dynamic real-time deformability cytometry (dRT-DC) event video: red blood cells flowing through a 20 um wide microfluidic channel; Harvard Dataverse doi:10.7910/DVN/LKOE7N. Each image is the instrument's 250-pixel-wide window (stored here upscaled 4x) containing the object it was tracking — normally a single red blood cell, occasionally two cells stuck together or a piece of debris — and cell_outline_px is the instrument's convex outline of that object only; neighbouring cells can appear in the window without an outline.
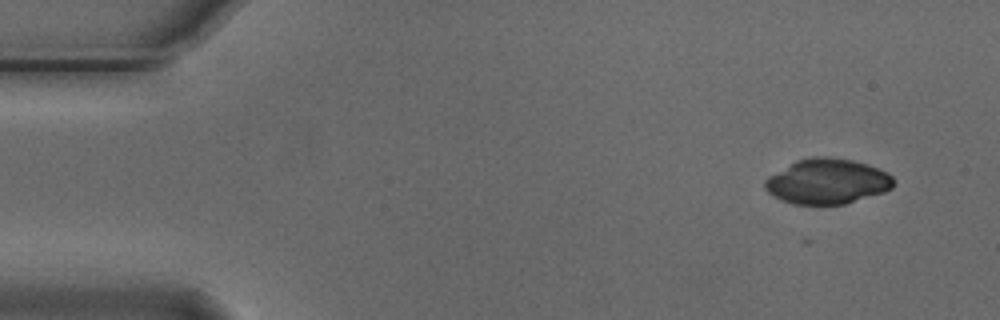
{"species": "Egyptian fruit bat (a non-hibernating species)", "species_latin": "Rousettus aegyptiacus", "temperature_condition": "cold", "stored_images_in_passage": 4, "camera_frame_rate_fps": 3000, "um_per_image_px": 0.085, "animal": {"sex": "male"}, "frame": {"image": 1, "passage_image": 1, "time_ms": 0.0, "image_size_px": [1000, 320], "cell_outline_px": [[892, 188], [884, 192], [844, 204], [796, 204], [780, 200], [772, 196], [764, 188], [764, 180], [768, 176], [796, 160], [812, 156], [828, 156], [852, 160], [868, 164], [880, 168], [888, 172], [892, 176]], "centroid_in_image_um": [70.29, 15.41], "position_along_channel_um": 14.7, "area_um2": 34.04}}